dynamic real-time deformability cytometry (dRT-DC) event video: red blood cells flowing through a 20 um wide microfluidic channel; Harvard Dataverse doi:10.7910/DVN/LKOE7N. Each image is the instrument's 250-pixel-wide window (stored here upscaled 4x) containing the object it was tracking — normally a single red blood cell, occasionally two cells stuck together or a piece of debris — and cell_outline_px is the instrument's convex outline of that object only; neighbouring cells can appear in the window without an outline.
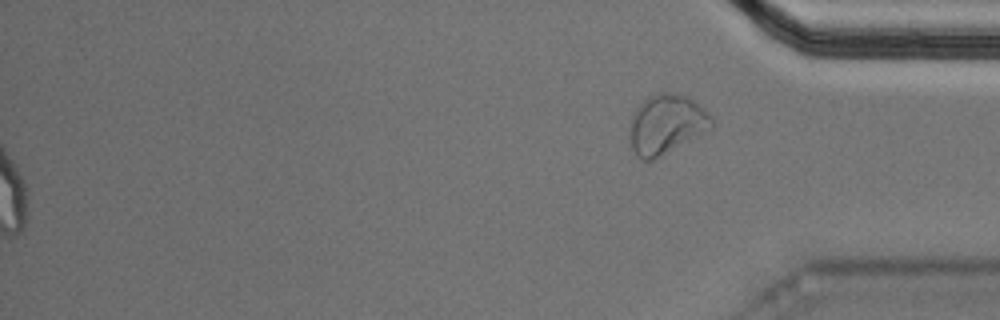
{"species": "Egyptian fruit bat (a non-hibernating species)", "species_latin": "Rousettus aegyptiacus", "temperature_condition": "cold", "stored_images_in_passage": 59, "segment_of_instrument_passage": [2, 2], "camera_frame_rate_fps": 3000, "um_per_image_px": 0.085, "animal": {"sex": "male"}, "frame": {"image": 1, "passage_image": 59, "time_ms": 19.333, "image_size_px": [1000, 320], "cell_outline_px": [[712, 128], [660, 156], [652, 160], [644, 160], [636, 156], [632, 148], [632, 116], [636, 108], [648, 96], [656, 92], [664, 92], [688, 96], [708, 112], [712, 116]], "centroid_in_image_um": [56.66, 10.54], "position_along_channel_um": 378.5, "area_um2": 27.8}}